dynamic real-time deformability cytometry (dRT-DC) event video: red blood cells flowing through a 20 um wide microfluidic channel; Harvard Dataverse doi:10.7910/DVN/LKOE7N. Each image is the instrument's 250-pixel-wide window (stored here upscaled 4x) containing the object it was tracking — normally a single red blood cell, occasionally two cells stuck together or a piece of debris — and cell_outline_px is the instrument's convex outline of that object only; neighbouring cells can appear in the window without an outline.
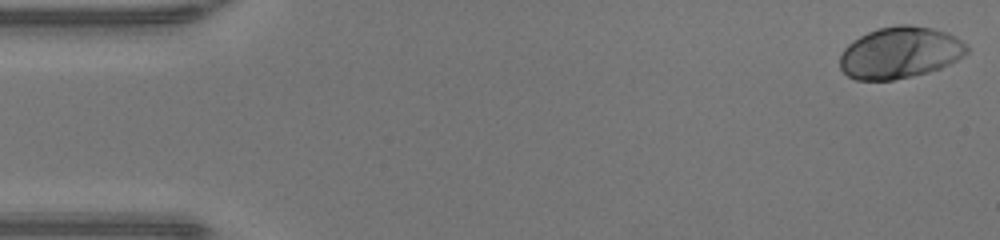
{"species": "human", "species_latin": "Homo sapiens", "temperature_condition": "warm", "stored_images_in_passage": 48, "camera_frame_rate_fps": 3000, "um_per_image_px": 0.085, "donor": {"sex": "male"}, "frame": {"image": 1, "passage_image": 1, "time_ms": 0.0, "image_size_px": [1000, 240], "cell_outline_px": [[968, 52], [964, 56], [940, 68], [928, 72], [912, 76], [892, 80], [856, 80], [848, 76], [840, 68], [840, 56], [844, 48], [852, 40], [868, 32], [880, 28], [896, 24], [908, 24], [932, 28], [948, 32], [968, 44]], "centroid_in_image_um": [76.5, 4.47], "position_along_channel_um": 8.5, "area_um2": 38.32}}
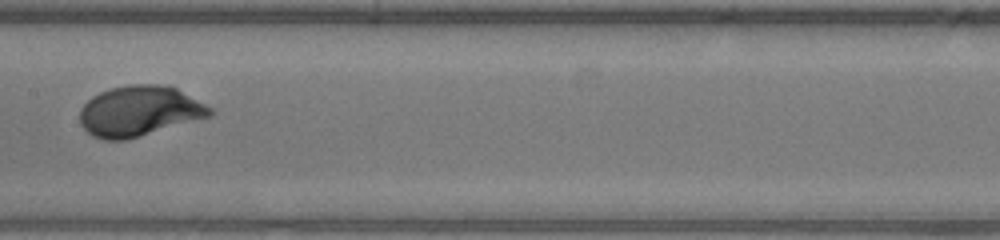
{"frame": {"image": 2, "passage_image": 24, "time_ms": 7.667, "image_size_px": [1000, 240], "cell_outline_px": [[216, 112], [212, 116], [128, 140], [104, 140], [92, 136], [80, 124], [80, 108], [92, 96], [100, 92], [112, 88], [132, 84], [160, 84], [176, 88], [212, 108]], "centroid_in_image_um": [11.86, 9.46], "position_along_channel_um": 195.5, "area_um2": 38.38}}
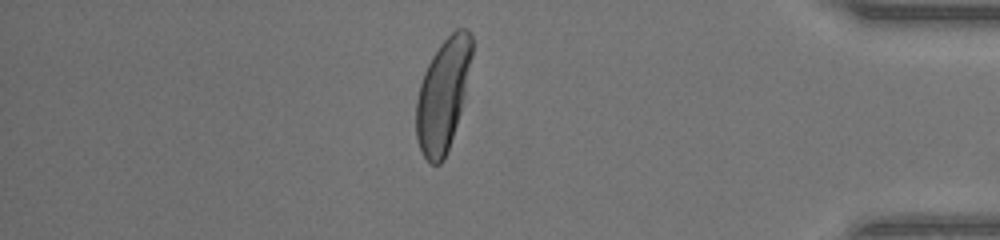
{"frame": {"image": 3, "passage_image": 41, "time_ms": 13.333, "image_size_px": [1000, 240], "cell_outline_px": [[472, 56], [460, 112], [444, 160], [440, 164], [432, 164], [424, 156], [420, 148], [416, 136], [416, 100], [420, 84], [424, 72], [432, 56], [440, 44], [456, 28], [468, 28], [472, 32]], "centroid_in_image_um": [37.64, 8.02], "position_along_channel_um": 397.6, "area_um2": 35.95}, "authors_computed_cell_mechanics": {"area_um2": 37.5989, "velocity_mm_per_s": 4.2649, "shape_relaxation_time_tau1_ms": 2.0352, "shape_relaxation_time_tau2_ms": null, "deformation_change_tau1": 0.1687, "deformation_change_tau2": null}}